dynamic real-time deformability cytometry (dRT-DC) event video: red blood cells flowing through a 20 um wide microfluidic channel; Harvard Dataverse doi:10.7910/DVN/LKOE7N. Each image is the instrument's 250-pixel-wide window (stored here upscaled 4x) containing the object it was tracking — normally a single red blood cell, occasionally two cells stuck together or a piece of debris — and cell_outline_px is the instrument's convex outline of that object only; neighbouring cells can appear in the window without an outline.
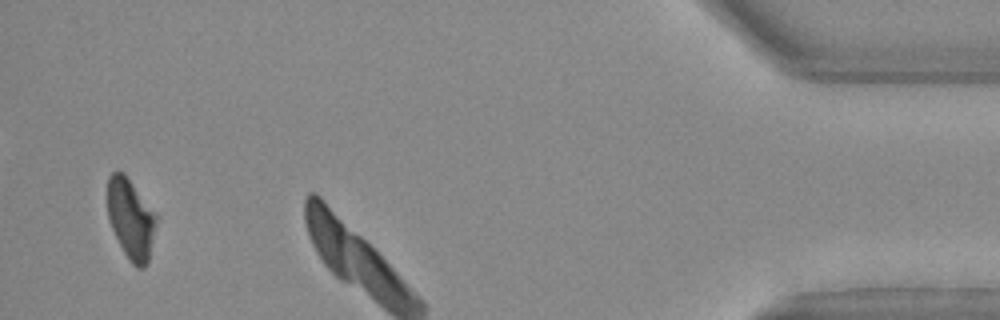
{"species": "Egyptian fruit bat (a non-hibernating species)", "species_latin": "Rousettus aegyptiacus", "temperature_condition": "warm", "stored_images_in_passage": 26, "camera_frame_rate_fps": 3000, "um_per_image_px": 0.085, "animal": {"sex": "female"}, "frame": {"image": 1, "passage_image": 25, "time_ms": 8.0, "image_size_px": [1000, 320], "cell_outline_px": [[160, 216], [148, 260], [144, 268], [136, 268], [128, 260], [112, 228], [108, 216], [108, 176], [116, 168], [124, 172]], "centroid_in_image_um": [11.16, 18.56], "position_along_channel_um": 424.0, "area_um2": 23.41}}